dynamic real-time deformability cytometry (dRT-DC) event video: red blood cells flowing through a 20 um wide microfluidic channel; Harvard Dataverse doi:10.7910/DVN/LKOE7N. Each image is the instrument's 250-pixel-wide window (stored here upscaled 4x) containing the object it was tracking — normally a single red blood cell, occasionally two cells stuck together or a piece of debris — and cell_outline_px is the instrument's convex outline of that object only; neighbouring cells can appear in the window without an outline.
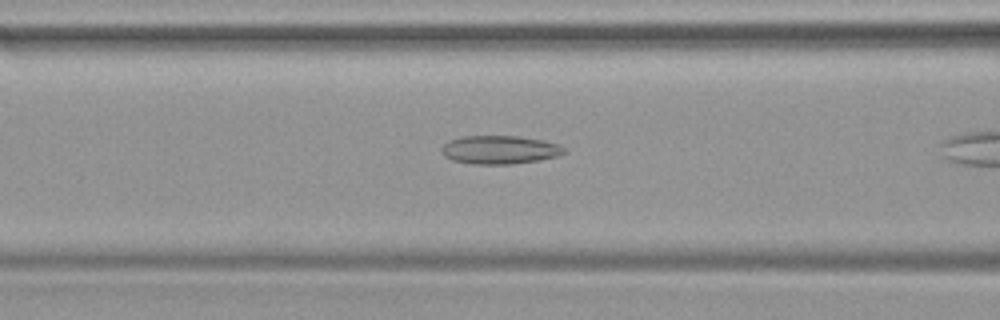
{"species": "common noctule bat (a hibernating species)", "species_latin": "Nyctalus noctula", "temperature_condition": "warm", "stored_images_in_passage": 11, "camera_frame_rate_fps": 3000, "um_per_image_px": 0.085, "animal": {"sex": "female", "body_mass_g": 19.9}, "frame": {"image": 1, "passage_image": 7, "time_ms": 2.0, "image_size_px": [1000, 320], "cell_outline_px": [[568, 152], [556, 156], [540, 160], [512, 164], [472, 164], [452, 160], [444, 156], [440, 148], [448, 140], [460, 136], [520, 136], [544, 140], [560, 144]], "centroid_in_image_um": [42.48, 12.72], "position_along_channel_um": 124.1, "area_um2": 20.58}}
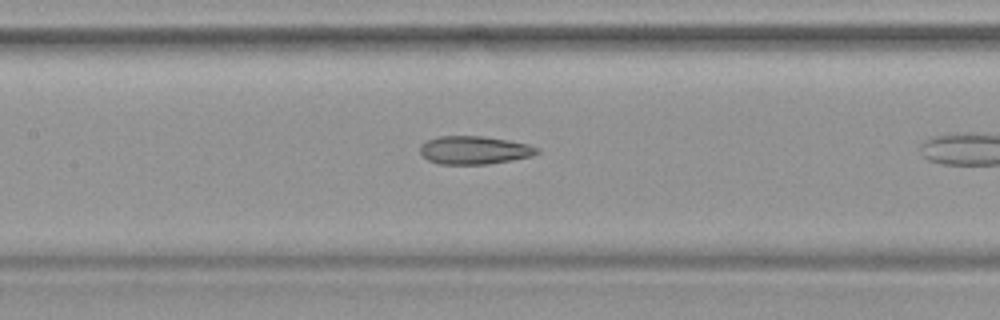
{"frame": {"image": 2, "passage_image": 10, "time_ms": 3.0, "image_size_px": [1000, 320], "cell_outline_px": [[540, 152], [532, 156], [512, 160], [488, 164], [440, 164], [428, 160], [420, 152], [420, 144], [428, 140], [440, 136], [484, 136], [508, 140], [528, 144], [540, 148]], "centroid_in_image_um": [40.34, 12.76], "position_along_channel_um": 167.1, "area_um2": 19.25}}